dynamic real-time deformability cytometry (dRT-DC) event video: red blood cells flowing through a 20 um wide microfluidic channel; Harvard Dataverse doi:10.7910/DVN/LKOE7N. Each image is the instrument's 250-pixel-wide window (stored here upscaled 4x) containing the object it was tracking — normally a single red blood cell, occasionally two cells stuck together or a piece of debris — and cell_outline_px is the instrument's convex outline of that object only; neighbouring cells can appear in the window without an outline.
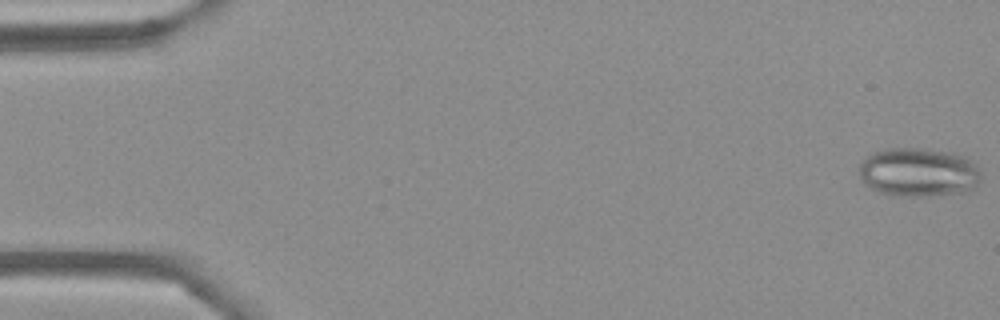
{"species": "Egyptian fruit bat (a non-hibernating species)", "species_latin": "Rousettus aegyptiacus", "temperature_condition": "cold", "stored_images_in_passage": 55, "camera_frame_rate_fps": 3000, "um_per_image_px": 0.085, "frame": {"image": 1, "passage_image": 1, "time_ms": 0.0, "image_size_px": [1000, 320], "cell_outline_px": [[980, 180], [976, 184], [964, 192], [932, 196], [888, 196], [864, 184], [860, 180], [860, 164], [872, 152], [884, 148], [920, 148], [952, 152], [964, 156], [976, 164], [980, 172]], "centroid_in_image_um": [78.05, 14.64], "position_along_channel_um": 6.9, "area_um2": 34.97}}
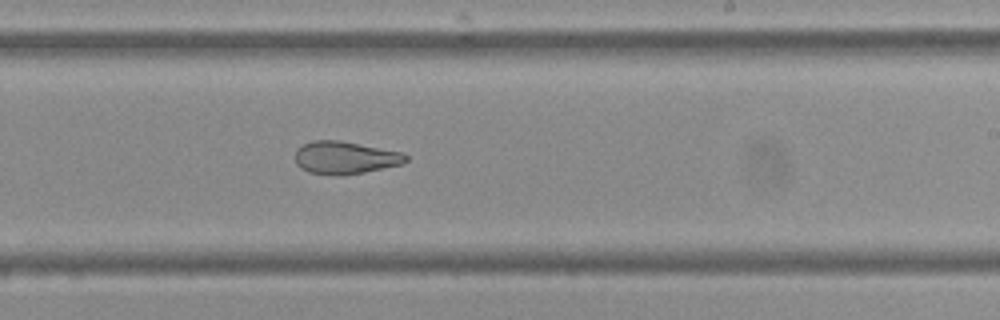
{"frame": {"image": 2, "passage_image": 33, "time_ms": 10.667, "image_size_px": [1000, 320], "cell_outline_px": [[408, 160], [404, 164], [344, 176], [336, 176], [308, 172], [300, 168], [296, 164], [296, 148], [312, 140], [340, 140], [404, 152], [408, 156]], "centroid_in_image_um": [29.36, 13.41], "position_along_channel_um": 259.6, "area_um2": 21.44}}
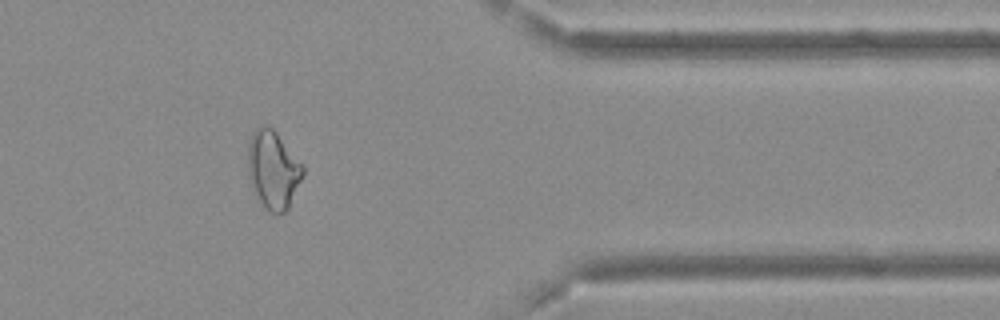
{"frame": {"image": 3, "passage_image": 45, "time_ms": 14.667, "image_size_px": [1000, 320], "cell_outline_px": [[304, 172], [288, 212], [276, 216], [268, 212], [256, 200], [248, 176], [248, 144], [252, 132], [260, 124], [268, 124], [276, 132], [304, 164]], "centroid_in_image_um": [23.21, 14.47], "position_along_channel_um": 388.2, "area_um2": 25.95}, "authors_computed_cell_mechanics": {"area_um2": 26.4724, "velocity_mm_per_s": 3.6834, "shape_relaxation_time_tau1_ms": null, "shape_relaxation_time_tau2_ms": 2.4971, "deformation_change_tau1": null, "deformation_change_tau2": 0.1069}}